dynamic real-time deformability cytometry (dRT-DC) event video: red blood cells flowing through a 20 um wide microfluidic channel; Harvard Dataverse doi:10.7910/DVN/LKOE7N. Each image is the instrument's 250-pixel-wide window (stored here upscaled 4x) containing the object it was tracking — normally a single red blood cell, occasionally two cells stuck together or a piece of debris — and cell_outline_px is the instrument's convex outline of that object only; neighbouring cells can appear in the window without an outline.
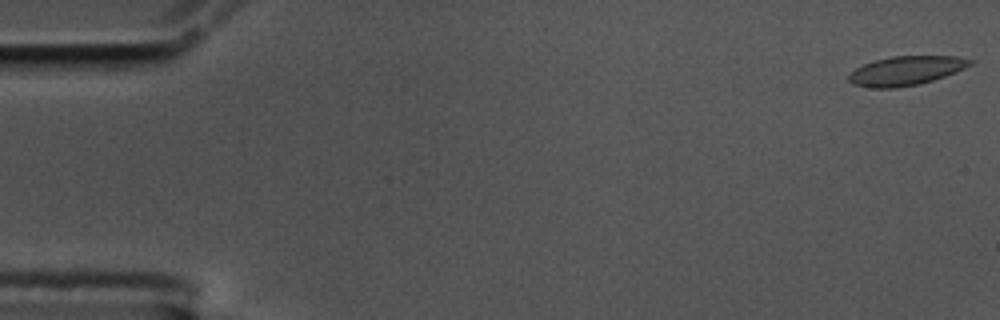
{"species": "common noctule bat (a hibernating species)", "species_latin": "Nyctalus noctula", "temperature_condition": "cold", "stored_images_in_passage": 54, "camera_frame_rate_fps": 3000, "um_per_image_px": 0.085, "animal": {"sex": "male", "body_mass_g": 17.5, "forearm_length_mm": 52.3}, "frame": {"image": 1, "passage_image": 1, "time_ms": 0.0, "image_size_px": [1000, 320], "cell_outline_px": [[976, 60], [972, 64], [956, 72], [920, 84], [896, 88], [872, 88], [852, 84], [848, 80], [848, 76], [856, 68], [864, 64], [876, 60], [892, 56], [956, 56]], "centroid_in_image_um": [77.02, 6.01], "position_along_channel_um": 8.0, "area_um2": 20.58}}
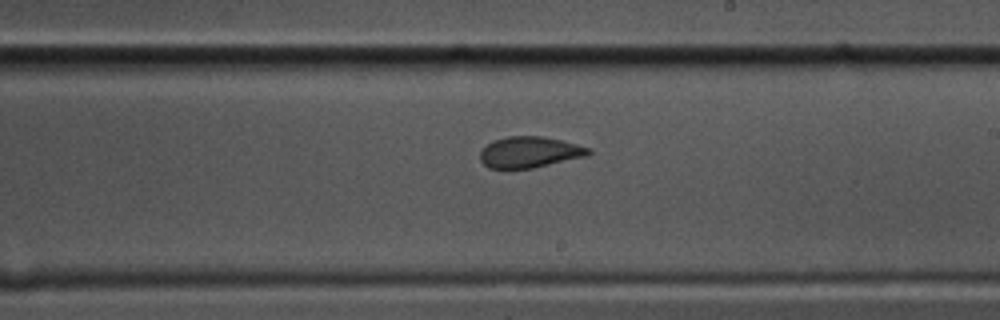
{"frame": {"image": 2, "passage_image": 33, "time_ms": 10.667, "image_size_px": [1000, 320], "cell_outline_px": [[592, 152], [588, 156], [532, 168], [488, 168], [480, 160], [480, 152], [492, 140], [508, 136], [540, 136], [560, 140], [592, 148]], "centroid_in_image_um": [45.03, 12.93], "position_along_channel_um": 244.0, "area_um2": 19.59}}
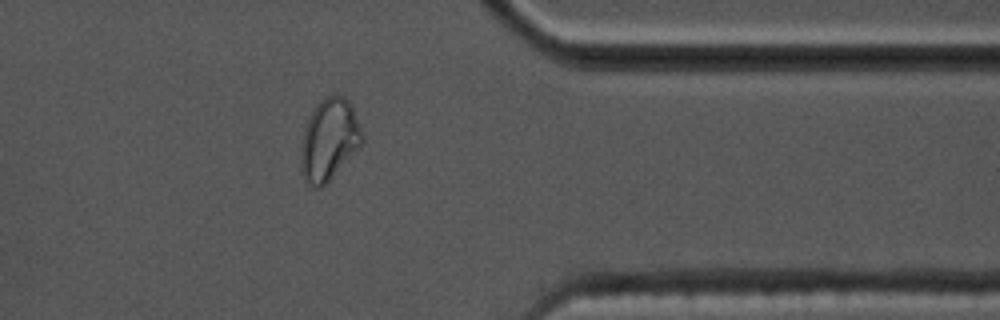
{"frame": {"image": 3, "passage_image": 46, "time_ms": 15.0, "image_size_px": [1000, 320], "cell_outline_px": [[364, 140], [328, 180], [320, 188], [308, 188], [304, 180], [300, 168], [300, 152], [304, 132], [308, 116], [316, 104], [320, 100], [328, 96], [340, 96], [348, 100], [352, 104]], "centroid_in_image_um": [27.92, 11.88], "position_along_channel_um": 383.5, "area_um2": 28.73}}